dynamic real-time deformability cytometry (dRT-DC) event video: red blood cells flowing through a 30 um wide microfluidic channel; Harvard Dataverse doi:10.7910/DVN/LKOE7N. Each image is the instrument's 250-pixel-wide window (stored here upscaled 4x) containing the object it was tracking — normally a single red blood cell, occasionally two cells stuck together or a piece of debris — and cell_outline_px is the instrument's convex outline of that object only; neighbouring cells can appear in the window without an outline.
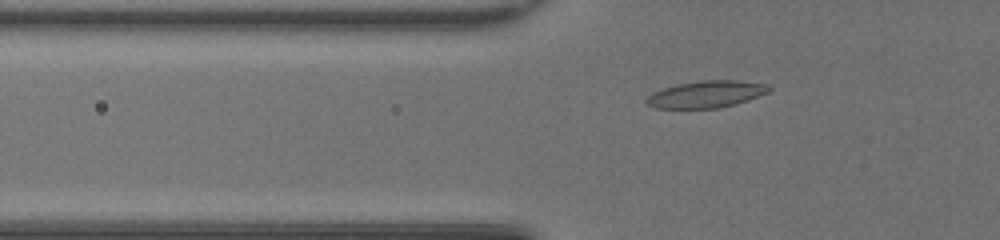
{"species": "common noctule bat (a hibernating species)", "species_latin": "Nyctalus noctula", "temperature_condition": "room temperature", "stored_images_in_passage": 42, "camera_frame_rate_fps": 3000, "um_per_image_px": 0.085, "animal": {"sex": "female", "body_mass_g": 20.0, "forearm_length_mm": 54.0}, "frame": {"image": 1, "passage_image": 13, "time_ms": 4.0, "image_size_px": [1000, 240], "cell_outline_px": [[772, 88], [768, 92], [720, 108], [656, 108], [648, 104], [644, 100], [652, 92], [676, 84], [700, 80], [736, 80], [768, 84]], "centroid_in_image_um": [59.99, 7.99], "position_along_channel_um": 65.8, "area_um2": 19.02}}
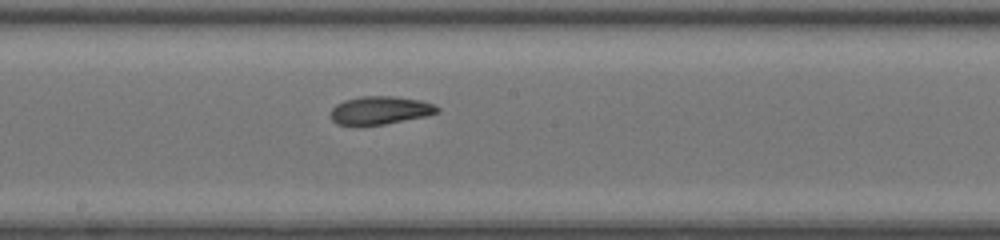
{"frame": {"image": 2, "passage_image": 24, "time_ms": 7.667, "image_size_px": [1000, 240], "cell_outline_px": [[440, 112], [424, 116], [384, 124], [336, 124], [332, 120], [332, 108], [336, 104], [344, 100], [360, 96], [396, 96], [420, 100], [432, 104], [440, 108]], "centroid_in_image_um": [32.32, 9.35], "position_along_channel_um": 215.9, "area_um2": 17.17}}
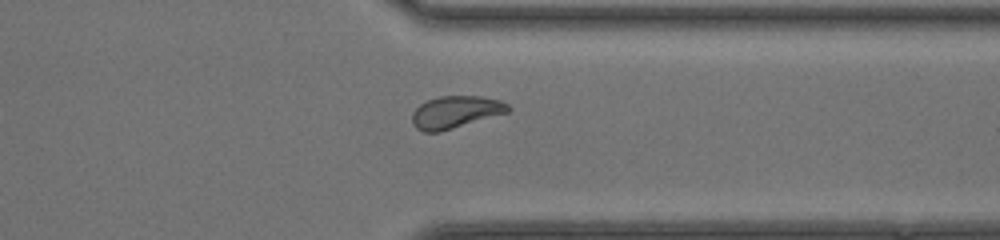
{"frame": {"image": 3, "passage_image": 35, "time_ms": 11.333, "image_size_px": [1000, 240], "cell_outline_px": [[512, 108], [508, 112], [440, 132], [424, 132], [416, 128], [412, 124], [412, 112], [420, 104], [428, 100], [440, 96], [480, 96], [500, 100], [508, 104]], "centroid_in_image_um": [38.71, 9.53], "position_along_channel_um": 372.7, "area_um2": 18.03}, "authors_computed_cell_mechanics": {"area_um2": 18.1492, "velocity_mm_per_s": 4.2756, "shape_relaxation_time_tau1_ms": 5.2977, "shape_relaxation_time_tau2_ms": 1.9832, "deformation_change_tau1": 0.181, "deformation_change_tau2": 0.0672}}